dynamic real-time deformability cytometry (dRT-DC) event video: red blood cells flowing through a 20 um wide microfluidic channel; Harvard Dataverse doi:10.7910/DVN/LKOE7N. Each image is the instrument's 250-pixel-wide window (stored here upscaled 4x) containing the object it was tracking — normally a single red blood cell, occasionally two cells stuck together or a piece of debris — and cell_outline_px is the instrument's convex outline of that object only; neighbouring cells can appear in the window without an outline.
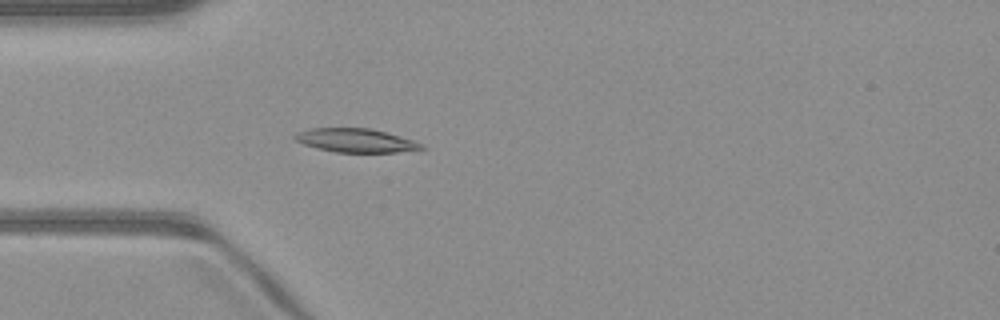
{"species": "common noctule bat (a hibernating species)", "species_latin": "Nyctalus noctula", "temperature_condition": "warm", "stored_images_in_passage": 50, "camera_frame_rate_fps": 3000, "um_per_image_px": 0.085, "animal": {"sex": "male", "body_mass_g": 23.1, "forearm_length_mm": 52.7}, "frame": {"image": 1, "passage_image": 14, "time_ms": 4.333, "image_size_px": [1000, 320], "cell_outline_px": [[428, 148], [396, 152], [336, 152], [316, 148], [304, 144], [296, 140], [292, 136], [296, 132], [312, 128], [372, 128], [412, 140], [424, 144]], "centroid_in_image_um": [30.24, 11.93], "position_along_channel_um": 54.8, "area_um2": 17.46}}
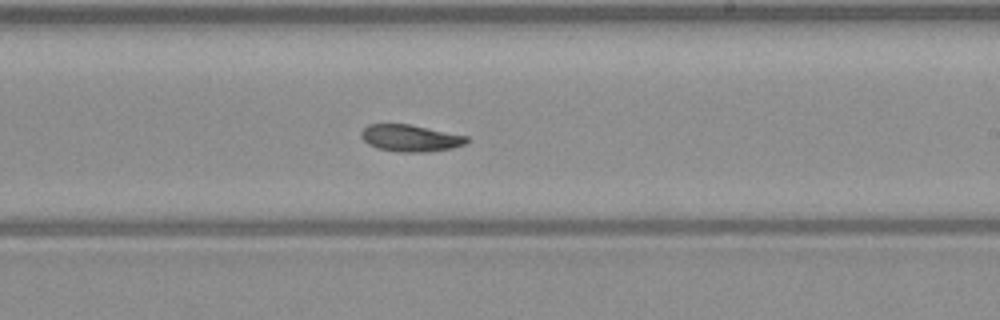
{"frame": {"image": 2, "passage_image": 29, "time_ms": 9.333, "image_size_px": [1000, 320], "cell_outline_px": [[468, 140], [464, 144], [452, 148], [428, 152], [396, 152], [376, 148], [368, 144], [360, 136], [360, 132], [368, 124], [408, 124], [468, 136]], "centroid_in_image_um": [34.85, 11.75], "position_along_channel_um": 254.2, "area_um2": 16.53}}
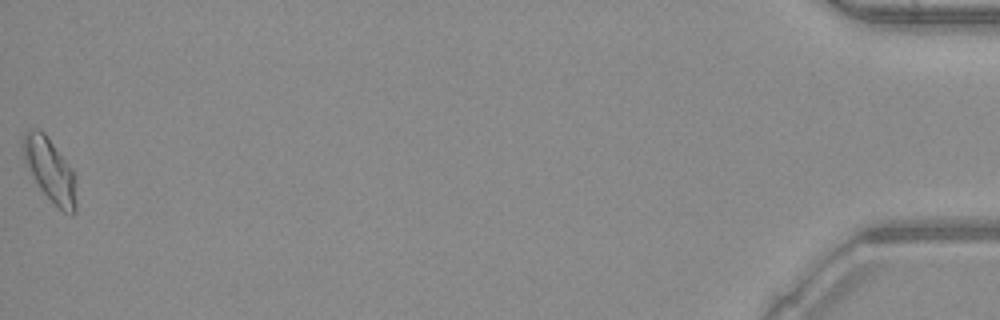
{"frame": {"image": 3, "passage_image": 50, "time_ms": 16.333, "image_size_px": [1000, 320], "cell_outline_px": [[76, 212], [72, 216], [64, 212], [40, 188], [24, 160], [20, 148], [20, 144], [24, 132], [28, 128], [40, 128], [44, 132], [72, 168], [76, 176]], "centroid_in_image_um": [4.24, 14.39], "position_along_channel_um": 431.0, "area_um2": 19.88}, "authors_computed_cell_mechanics": {"area_um2": 17.1377, "velocity_mm_per_s": 4.0737, "shape_relaxation_time_tau1_ms": 7.1247, "shape_relaxation_time_tau2_ms": 6.9207, "deformation_change_tau1": 0.1471, "deformation_change_tau2": 0.1119}}